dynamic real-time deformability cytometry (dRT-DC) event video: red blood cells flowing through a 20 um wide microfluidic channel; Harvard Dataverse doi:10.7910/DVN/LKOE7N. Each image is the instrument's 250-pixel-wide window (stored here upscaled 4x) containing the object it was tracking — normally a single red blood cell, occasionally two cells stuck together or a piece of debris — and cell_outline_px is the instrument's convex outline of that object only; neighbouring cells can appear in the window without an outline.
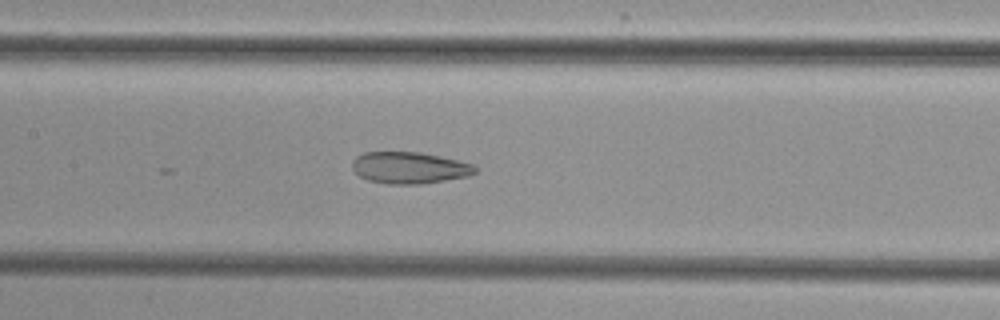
{"species": "common noctule bat (a hibernating species)", "species_latin": "Nyctalus noctula", "temperature_condition": "cold", "stored_images_in_passage": 18, "camera_frame_rate_fps": 3000, "um_per_image_px": 0.085, "animal": {"sex": "female", "body_mass_g": 29.2, "forearm_length_mm": 56.3}, "frame": {"image": 1, "passage_image": 15, "time_ms": 4.667, "image_size_px": [1000, 320], "cell_outline_px": [[476, 172], [468, 176], [420, 184], [384, 184], [368, 180], [360, 176], [352, 168], [352, 160], [356, 156], [364, 152], [420, 152], [440, 156], [472, 164], [476, 168]], "centroid_in_image_um": [34.76, 14.26], "position_along_channel_um": 172.6, "area_um2": 22.6}}
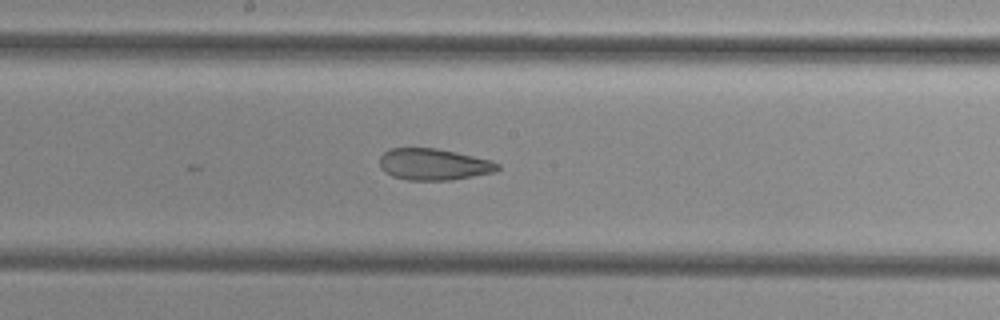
{"frame": {"image": 2, "passage_image": 18, "time_ms": 5.667, "image_size_px": [1000, 320], "cell_outline_px": [[500, 168], [496, 172], [452, 180], [408, 180], [392, 176], [384, 172], [380, 168], [380, 156], [384, 152], [392, 148], [436, 148], [456, 152], [492, 160], [500, 164]], "centroid_in_image_um": [36.88, 13.97], "position_along_channel_um": 211.3, "area_um2": 21.85}}